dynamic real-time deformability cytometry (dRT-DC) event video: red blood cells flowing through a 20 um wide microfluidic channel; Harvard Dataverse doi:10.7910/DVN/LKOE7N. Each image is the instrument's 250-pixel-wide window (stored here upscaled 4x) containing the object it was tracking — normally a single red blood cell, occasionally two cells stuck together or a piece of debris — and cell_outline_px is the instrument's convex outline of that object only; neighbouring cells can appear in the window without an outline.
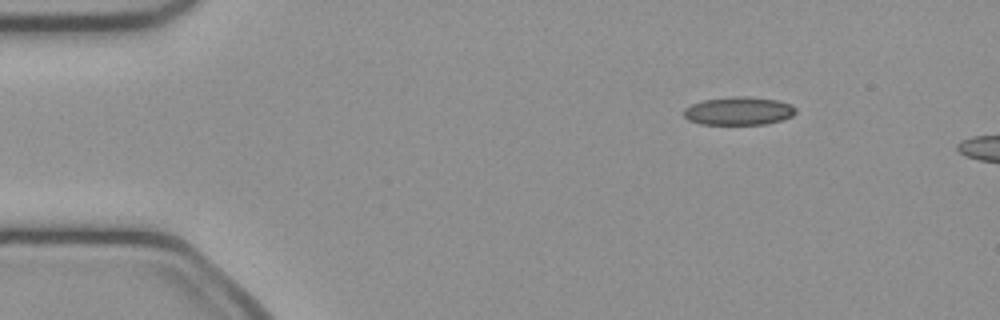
{"species": "common noctule bat (a hibernating species)", "species_latin": "Nyctalus noctula", "temperature_condition": "cold", "stored_images_in_passage": 5, "camera_frame_rate_fps": 3000, "um_per_image_px": 0.085, "animal": {"sex": "female", "body_mass_g": 21.9}, "frame": {"image": 1, "passage_image": 1, "time_ms": 0.0, "image_size_px": [1000, 320], "cell_outline_px": [[796, 112], [792, 116], [780, 120], [764, 124], [700, 124], [688, 120], [684, 116], [684, 108], [692, 104], [704, 100], [732, 96], [748, 96], [776, 100], [792, 104], [796, 108]], "centroid_in_image_um": [62.79, 9.42], "position_along_channel_um": 22.2, "area_um2": 18.38}}